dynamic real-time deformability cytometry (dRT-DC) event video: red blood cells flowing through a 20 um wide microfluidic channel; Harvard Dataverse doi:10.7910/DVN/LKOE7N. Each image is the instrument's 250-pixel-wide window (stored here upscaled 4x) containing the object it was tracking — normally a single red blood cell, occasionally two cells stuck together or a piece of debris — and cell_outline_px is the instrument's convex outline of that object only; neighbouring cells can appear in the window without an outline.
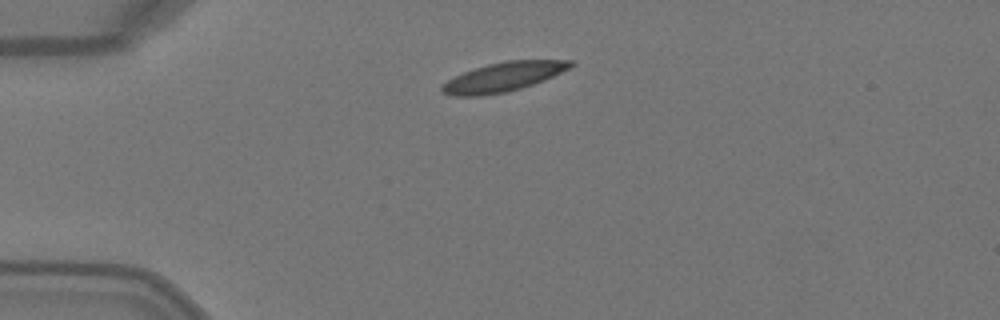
{"species": "Egyptian fruit bat (a non-hibernating species)", "species_latin": "Rousettus aegyptiacus", "temperature_condition": "warm", "stored_images_in_passage": 2, "camera_frame_rate_fps": 3000, "um_per_image_px": 0.085, "animal": {"sex": "female"}, "frame": {"image": 1, "passage_image": 1, "time_ms": 0.0, "image_size_px": [1000, 320], "cell_outline_px": [[576, 64], [544, 80], [520, 88], [504, 92], [480, 96], [452, 96], [440, 92], [440, 84], [464, 72], [488, 64], [508, 60], [572, 60]], "centroid_in_image_um": [42.74, 6.54], "position_along_channel_um": 42.3, "area_um2": 21.68}}